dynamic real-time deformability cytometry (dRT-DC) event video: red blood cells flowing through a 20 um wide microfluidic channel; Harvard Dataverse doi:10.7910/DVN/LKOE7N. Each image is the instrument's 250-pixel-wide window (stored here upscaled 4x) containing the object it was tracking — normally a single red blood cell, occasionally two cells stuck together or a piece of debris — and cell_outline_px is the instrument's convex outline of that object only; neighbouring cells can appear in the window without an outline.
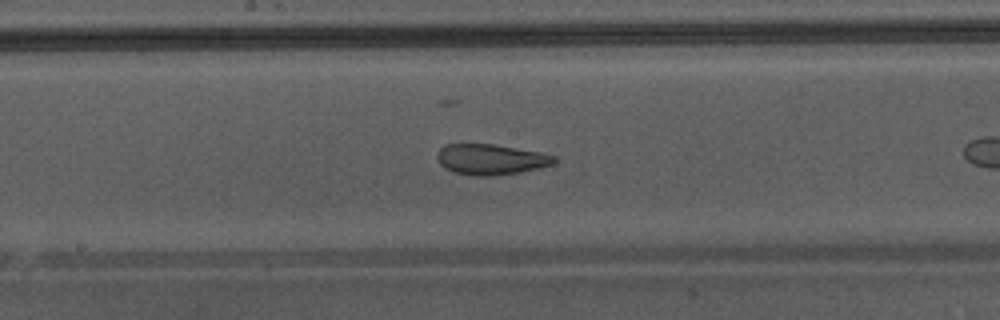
{"species": "Egyptian fruit bat (a non-hibernating species)", "species_latin": "Rousettus aegyptiacus", "temperature_condition": "warm", "stored_images_in_passage": 33, "camera_frame_rate_fps": 3000, "um_per_image_px": 0.085, "animal": {"sex": "male"}, "frame": {"image": 1, "passage_image": 19, "time_ms": 6.0, "image_size_px": [1000, 320], "cell_outline_px": [[556, 160], [552, 164], [540, 168], [520, 172], [492, 176], [480, 176], [452, 172], [444, 168], [440, 164], [436, 156], [436, 152], [444, 144], [492, 144], [544, 152], [556, 156]], "centroid_in_image_um": [41.72, 13.54], "position_along_channel_um": 206.5, "area_um2": 21.1}}
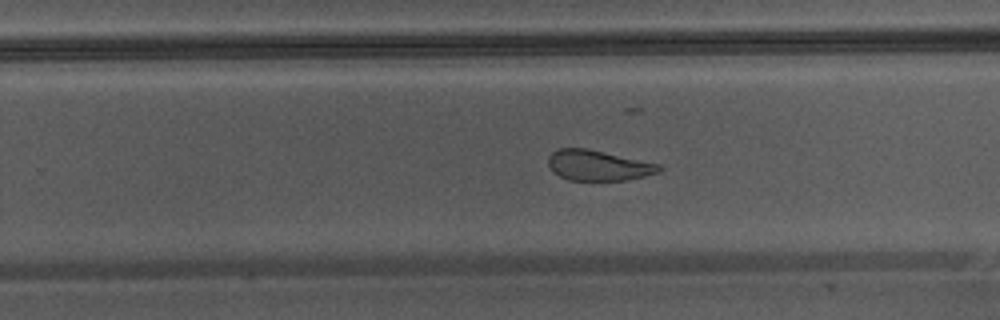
{"frame": {"image": 2, "passage_image": 24, "time_ms": 7.667, "image_size_px": [1000, 320], "cell_outline_px": [[664, 168], [660, 172], [644, 176], [624, 180], [568, 180], [552, 172], [548, 164], [548, 156], [556, 148], [584, 148], [660, 164]], "centroid_in_image_um": [50.82, 14.06], "position_along_channel_um": 279.0, "area_um2": 19.59}}